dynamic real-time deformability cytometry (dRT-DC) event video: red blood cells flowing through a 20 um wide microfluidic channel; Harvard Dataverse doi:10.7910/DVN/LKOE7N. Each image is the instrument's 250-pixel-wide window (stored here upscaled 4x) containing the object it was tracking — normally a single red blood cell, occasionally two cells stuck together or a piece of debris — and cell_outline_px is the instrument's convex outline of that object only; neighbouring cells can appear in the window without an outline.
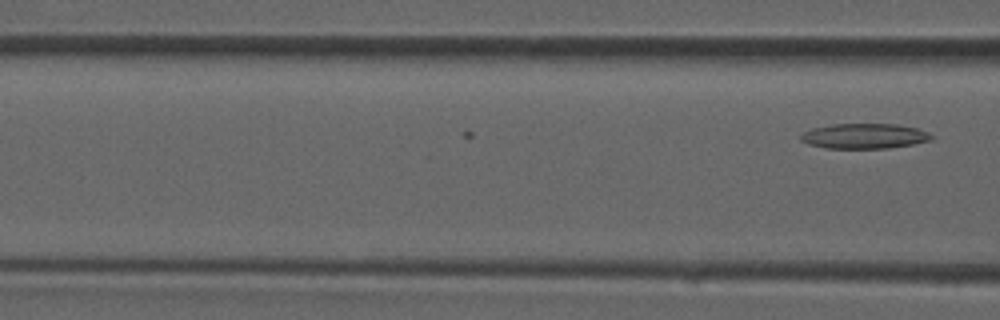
{"species": "common noctule bat (a hibernating species)", "species_latin": "Nyctalus noctula", "temperature_condition": "room temperature", "stored_images_in_passage": 7, "camera_frame_rate_fps": 3000, "um_per_image_px": 0.085, "animal": {"sex": "male", "forearm_length_mm": 52.5}, "frame": {"image": 1, "passage_image": 7, "time_ms": 2.0, "image_size_px": [1000, 320], "cell_outline_px": [[936, 136], [932, 140], [912, 144], [888, 148], [828, 148], [808, 144], [800, 140], [800, 136], [804, 132], [812, 128], [832, 124], [896, 124], [916, 128], [928, 132]], "centroid_in_image_um": [73.49, 11.56], "position_along_channel_um": 93.1, "area_um2": 19.13}}